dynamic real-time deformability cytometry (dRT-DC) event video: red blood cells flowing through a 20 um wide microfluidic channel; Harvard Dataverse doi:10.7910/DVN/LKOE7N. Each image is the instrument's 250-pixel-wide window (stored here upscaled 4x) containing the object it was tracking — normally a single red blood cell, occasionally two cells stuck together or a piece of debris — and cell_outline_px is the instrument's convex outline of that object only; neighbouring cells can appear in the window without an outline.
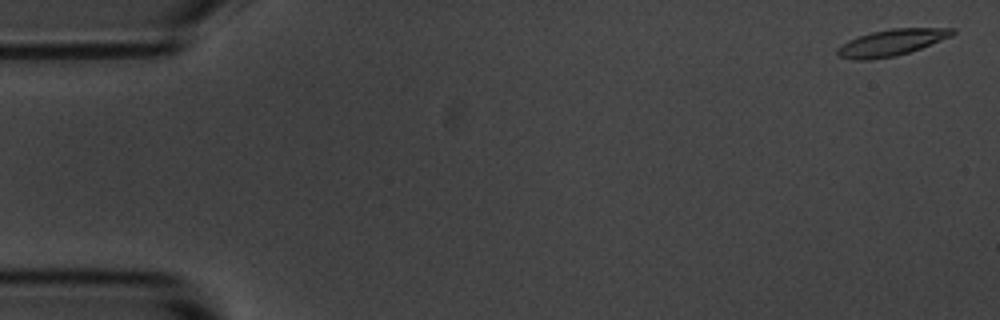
{"species": "common noctule bat (a hibernating species)", "species_latin": "Nyctalus noctula", "temperature_condition": "room temperature", "stored_images_in_passage": 5, "camera_frame_rate_fps": 3000, "um_per_image_px": 0.085, "animal": {"sex": "male", "body_mass_g": 20.1, "forearm_length_mm": 53.5}, "frame": {"image": 1, "passage_image": 1, "time_ms": 0.0, "image_size_px": [1000, 320], "cell_outline_px": [[956, 32], [952, 36], [920, 48], [896, 56], [872, 60], [852, 60], [836, 56], [836, 48], [848, 40], [856, 36], [872, 32], [892, 28], [956, 28]], "centroid_in_image_um": [75.72, 3.62], "position_along_channel_um": 9.3, "area_um2": 17.92}}
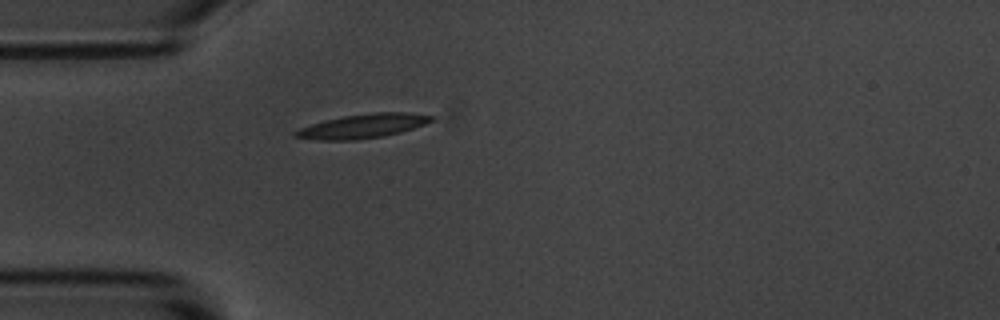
{"frame": {"image": 2, "passage_image": 5, "time_ms": 4.667, "image_size_px": [1000, 320], "cell_outline_px": [[436, 120], [400, 132], [384, 136], [356, 140], [320, 140], [292, 136], [292, 132], [300, 128], [324, 120], [344, 116], [372, 112], [408, 112], [436, 116]], "centroid_in_image_um": [30.86, 10.71], "position_along_channel_um": 54.1, "area_um2": 19.19}}